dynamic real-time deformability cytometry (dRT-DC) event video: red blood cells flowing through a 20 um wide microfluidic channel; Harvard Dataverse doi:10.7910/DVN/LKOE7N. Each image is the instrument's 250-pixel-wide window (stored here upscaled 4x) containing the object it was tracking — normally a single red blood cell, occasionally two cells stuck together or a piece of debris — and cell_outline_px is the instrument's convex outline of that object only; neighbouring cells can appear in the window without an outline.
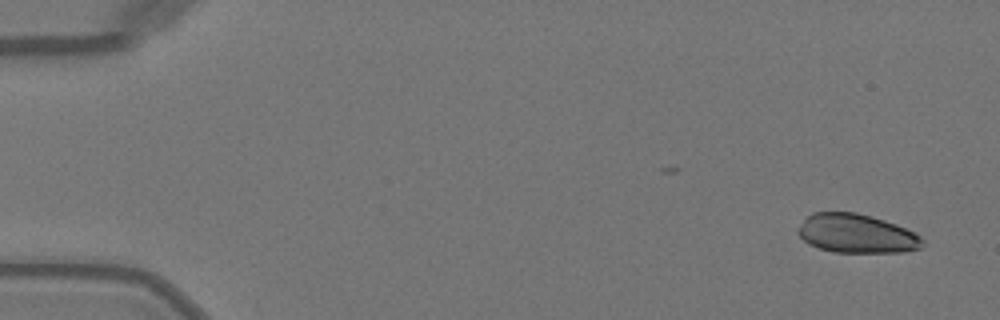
{"species": "Egyptian fruit bat (a non-hibernating species)", "species_latin": "Rousettus aegyptiacus", "temperature_condition": "warm", "stored_images_in_passage": 43, "camera_frame_rate_fps": 3000, "um_per_image_px": 0.085, "animal": {"sex": "female"}, "frame": {"image": 1, "passage_image": 1, "time_ms": 0.0, "image_size_px": [1000, 320], "cell_outline_px": [[924, 244], [920, 248], [904, 252], [832, 252], [808, 244], [796, 232], [796, 228], [812, 212], [856, 212], [872, 216], [896, 224], [920, 236], [924, 240]], "centroid_in_image_um": [72.78, 19.85], "position_along_channel_um": 12.2, "area_um2": 28.26}}
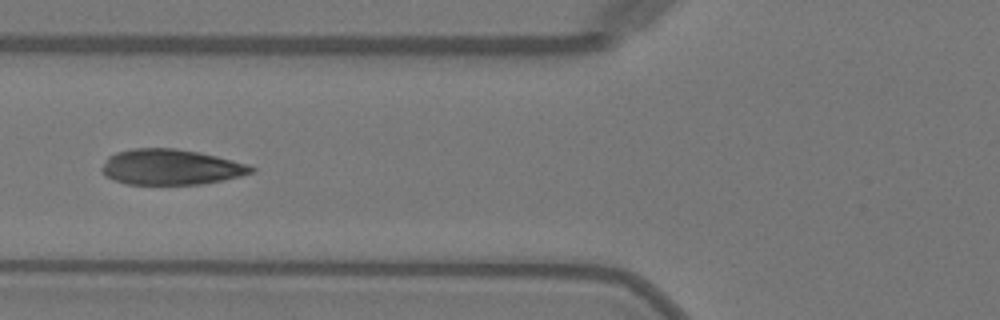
{"frame": {"image": 2, "passage_image": 18, "time_ms": 5.667, "image_size_px": [1000, 320], "cell_outline_px": [[256, 172], [240, 176], [200, 184], [128, 184], [116, 180], [100, 172], [100, 168], [108, 156], [116, 152], [132, 148], [176, 148], [200, 152], [248, 164], [256, 168]], "centroid_in_image_um": [14.52, 14.19], "position_along_channel_um": 111.3, "area_um2": 30.92}}
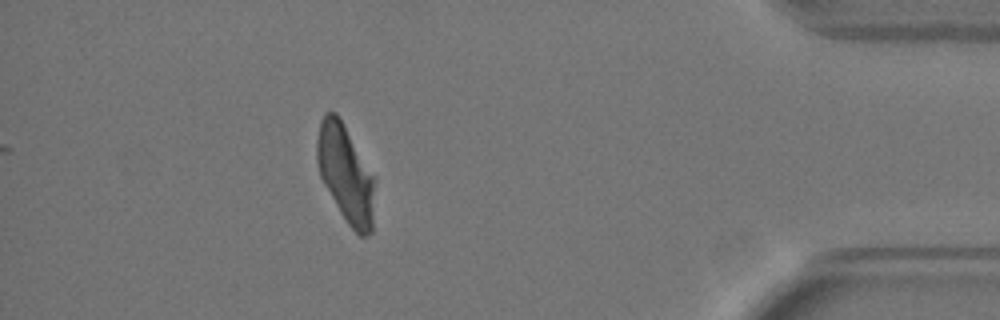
{"frame": {"image": 3, "passage_image": 43, "time_ms": 14.0, "image_size_px": [1000, 320], "cell_outline_px": [[376, 180], [372, 232], [368, 236], [360, 236], [348, 224], [340, 212], [324, 184], [320, 176], [316, 160], [316, 140], [320, 120], [324, 112], [336, 112], [376, 176]], "centroid_in_image_um": [29.4, 14.76], "position_along_channel_um": 405.8, "area_um2": 33.41}}